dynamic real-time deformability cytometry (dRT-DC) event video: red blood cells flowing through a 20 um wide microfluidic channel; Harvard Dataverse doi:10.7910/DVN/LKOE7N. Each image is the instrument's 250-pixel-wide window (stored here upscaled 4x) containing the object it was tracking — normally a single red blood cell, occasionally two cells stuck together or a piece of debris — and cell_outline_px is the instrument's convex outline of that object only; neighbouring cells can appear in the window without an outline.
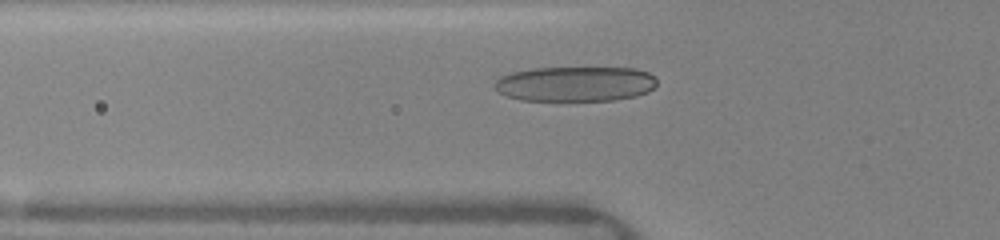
{"species": "human", "species_latin": "Homo sapiens", "temperature_condition": "warm", "stored_images_in_passage": 43, "camera_frame_rate_fps": 3000, "um_per_image_px": 0.085, "donor": {"sex": "female"}, "frame": {"image": 1, "passage_image": 12, "time_ms": 3.667, "image_size_px": [1000, 240], "cell_outline_px": [[656, 84], [648, 92], [636, 96], [616, 100], [520, 100], [508, 96], [500, 92], [492, 84], [500, 76], [512, 72], [532, 68], [636, 68], [648, 72], [656, 76]], "centroid_in_image_um": [48.92, 7.12], "position_along_channel_um": 76.9, "area_um2": 33.18}}
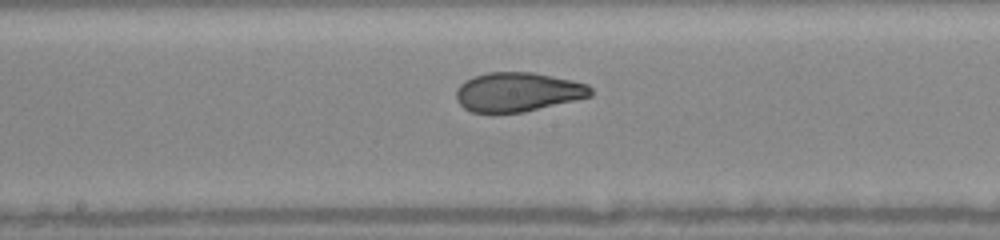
{"frame": {"image": 2, "passage_image": 21, "time_ms": 6.667, "image_size_px": [1000, 240], "cell_outline_px": [[592, 96], [524, 112], [472, 112], [464, 108], [456, 100], [456, 88], [464, 80], [472, 76], [488, 72], [532, 72], [572, 80], [588, 84], [592, 88]], "centroid_in_image_um": [43.99, 7.81], "position_along_channel_um": 204.2, "area_um2": 30.81}}
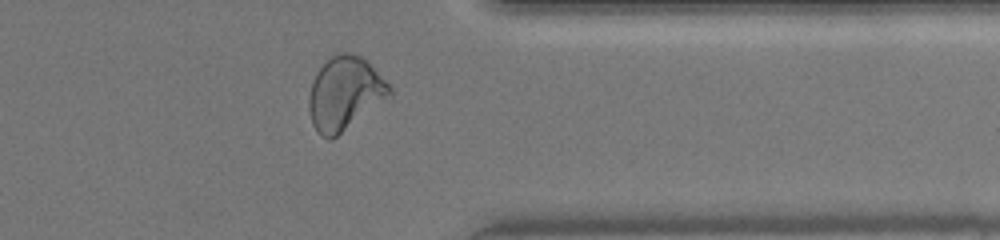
{"frame": {"image": 3, "passage_image": 34, "time_ms": 11.0, "image_size_px": [1000, 240], "cell_outline_px": [[392, 96], [332, 140], [328, 140], [320, 136], [312, 124], [308, 108], [308, 96], [312, 80], [316, 72], [332, 56], [340, 52], [348, 52], [360, 56], [392, 88]], "centroid_in_image_um": [29.27, 7.99], "position_along_channel_um": 382.1, "area_um2": 34.45}, "authors_computed_cell_mechanics": {"area_um2": 31.1542, "velocity_mm_per_s": 4.2131, "shape_relaxation_time_tau1_ms": 5.8472, "shape_relaxation_time_tau2_ms": 1.0285, "deformation_change_tau1": 0.2246, "deformation_change_tau2": 0.0746}}